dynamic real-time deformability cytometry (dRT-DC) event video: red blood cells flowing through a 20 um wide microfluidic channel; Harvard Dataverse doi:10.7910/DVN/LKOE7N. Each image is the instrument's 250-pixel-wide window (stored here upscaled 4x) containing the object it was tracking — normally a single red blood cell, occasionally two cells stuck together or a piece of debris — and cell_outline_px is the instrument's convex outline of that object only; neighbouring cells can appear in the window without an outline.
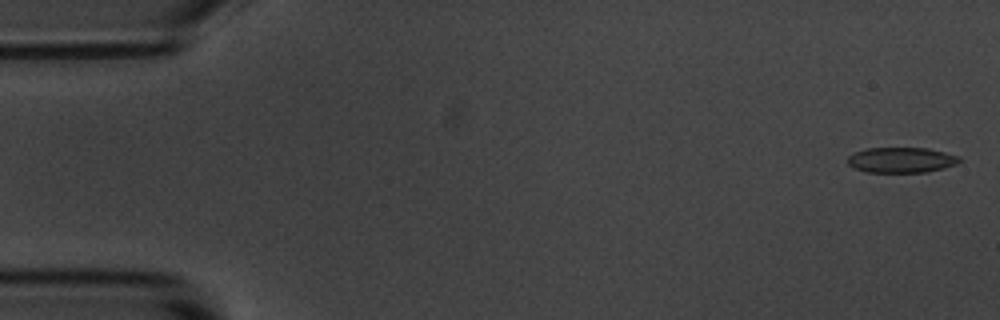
{"species": "common noctule bat (a hibernating species)", "species_latin": "Nyctalus noctula", "temperature_condition": "room temperature", "stored_images_in_passage": 5, "camera_frame_rate_fps": 3000, "um_per_image_px": 0.085, "animal": {"sex": "male", "body_mass_g": 20.1, "forearm_length_mm": 53.5}, "frame": {"image": 1, "passage_image": 1, "time_ms": 0.0, "image_size_px": [1000, 320], "cell_outline_px": [[964, 160], [956, 164], [944, 168], [928, 172], [864, 172], [852, 168], [848, 164], [848, 156], [856, 152], [868, 148], [928, 148], [960, 156]], "centroid_in_image_um": [76.64, 13.61], "position_along_channel_um": 8.4, "area_um2": 16.7}}
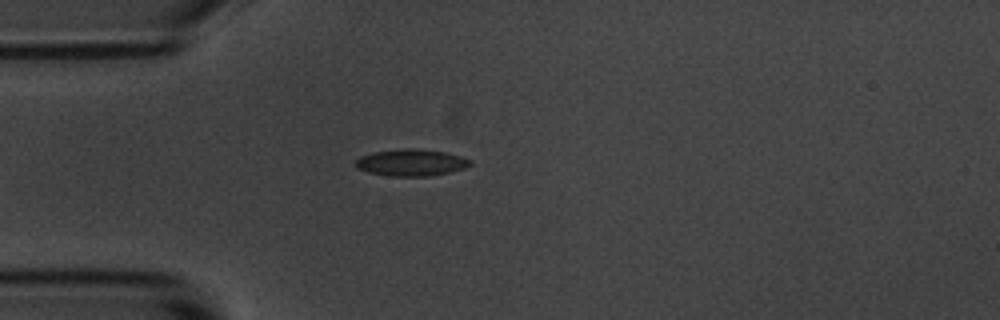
{"frame": {"image": 2, "passage_image": 4, "time_ms": 4.333, "image_size_px": [1000, 320], "cell_outline_px": [[472, 164], [464, 168], [448, 172], [428, 176], [392, 176], [368, 172], [356, 168], [356, 160], [360, 156], [372, 152], [404, 148], [416, 148], [444, 152], [460, 156], [472, 160]], "centroid_in_image_um": [34.94, 13.81], "position_along_channel_um": 50.1, "area_um2": 17.8}}